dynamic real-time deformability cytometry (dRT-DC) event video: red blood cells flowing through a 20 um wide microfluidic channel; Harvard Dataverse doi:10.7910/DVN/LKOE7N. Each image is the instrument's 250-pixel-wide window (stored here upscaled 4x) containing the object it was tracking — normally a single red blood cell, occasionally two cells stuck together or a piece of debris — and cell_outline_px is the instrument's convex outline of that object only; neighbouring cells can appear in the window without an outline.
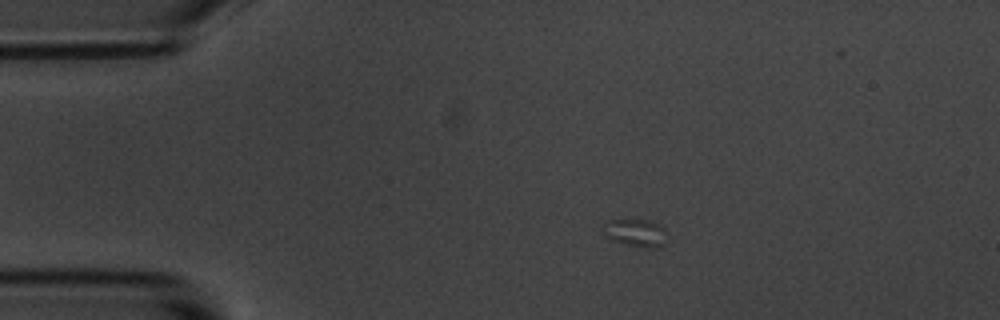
{"species": "common noctule bat (a hibernating species)", "species_latin": "Nyctalus noctula", "temperature_condition": "room temperature", "stored_images_in_passage": 10, "camera_frame_rate_fps": 3000, "um_per_image_px": 0.085, "animal": {"sex": "male", "body_mass_g": 20.1, "forearm_length_mm": 53.5}, "frame": {"image": 1, "passage_image": 2, "time_ms": 0.333, "image_size_px": [1000, 320], "cell_outline_px": [[664, 244], [660, 248], [648, 248], [628, 244], [612, 240], [604, 236], [600, 228], [608, 220], [644, 220], [656, 224], [664, 228]], "centroid_in_image_um": [53.95, 19.8], "position_along_channel_um": 31.0, "area_um2": 10.12}}